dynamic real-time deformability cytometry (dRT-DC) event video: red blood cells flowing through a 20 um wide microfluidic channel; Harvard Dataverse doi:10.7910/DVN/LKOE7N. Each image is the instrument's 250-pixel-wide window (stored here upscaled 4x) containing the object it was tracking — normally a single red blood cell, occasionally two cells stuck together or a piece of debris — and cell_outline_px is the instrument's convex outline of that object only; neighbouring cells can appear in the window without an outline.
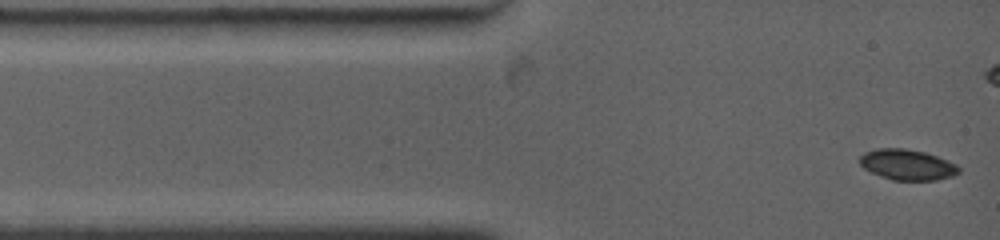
{"species": "common noctule bat (a hibernating species)", "species_latin": "Nyctalus noctula", "temperature_condition": "warm", "stored_images_in_passage": 26, "camera_frame_rate_fps": 4500, "um_per_image_px": 0.085, "animal": {"sex": "female", "body_mass_g": 19.0, "forearm_length_mm": 53.3}, "frame": {"image": 1, "passage_image": 1, "time_ms": 0.0, "image_size_px": [1000, 240], "cell_outline_px": [[960, 172], [952, 176], [936, 180], [892, 180], [880, 176], [864, 168], [860, 164], [860, 156], [864, 152], [876, 148], [904, 148], [924, 152], [936, 156], [956, 164], [960, 168]], "centroid_in_image_um": [77.1, 14.0], "position_along_channel_um": 7.9, "area_um2": 17.63}}
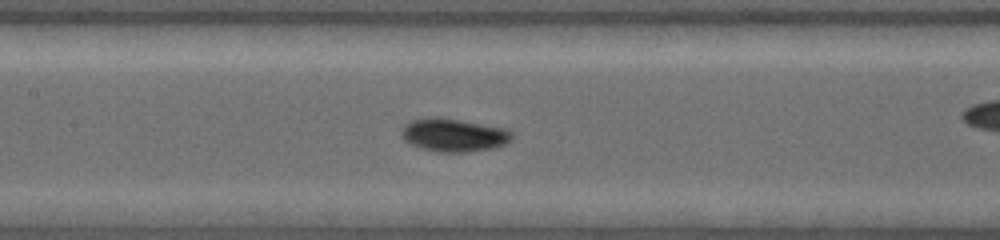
{"frame": {"image": 2, "passage_image": 10, "time_ms": 5.333, "image_size_px": [1000, 240], "cell_outline_px": [[512, 140], [504, 144], [492, 148], [468, 152], [440, 152], [420, 148], [404, 140], [400, 136], [400, 132], [412, 120], [456, 120], [504, 128], [512, 132]], "centroid_in_image_um": [38.6, 11.54], "position_along_channel_um": 168.8, "area_um2": 20.35}}
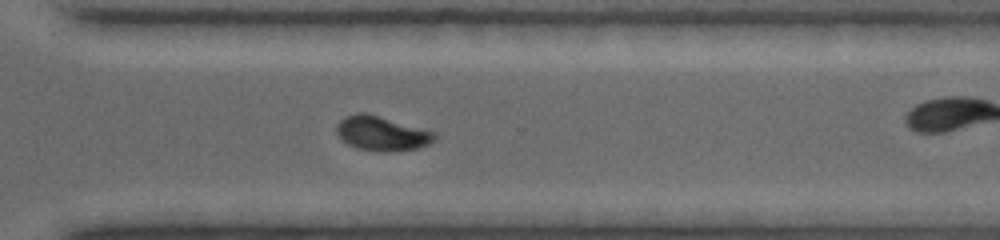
{"frame": {"image": 3, "passage_image": 18, "time_ms": 9.778, "image_size_px": [1000, 240], "cell_outline_px": [[436, 136], [428, 144], [416, 148], [388, 152], [384, 152], [356, 148], [348, 144], [336, 132], [336, 128], [340, 120], [348, 116], [360, 112], [364, 112], [432, 132]], "centroid_in_image_um": [32.39, 11.36], "position_along_channel_um": 338.2, "area_um2": 18.9}, "authors_computed_cell_mechanics": {"area_um2": 19.363, "velocity_mm_per_s": 3.8034, "shape_relaxation_time_tau1_ms": 3.0256, "shape_relaxation_time_tau2_ms": 5.5051, "deformation_change_tau1": 0.1621, "deformation_change_tau2": 0.0675}}